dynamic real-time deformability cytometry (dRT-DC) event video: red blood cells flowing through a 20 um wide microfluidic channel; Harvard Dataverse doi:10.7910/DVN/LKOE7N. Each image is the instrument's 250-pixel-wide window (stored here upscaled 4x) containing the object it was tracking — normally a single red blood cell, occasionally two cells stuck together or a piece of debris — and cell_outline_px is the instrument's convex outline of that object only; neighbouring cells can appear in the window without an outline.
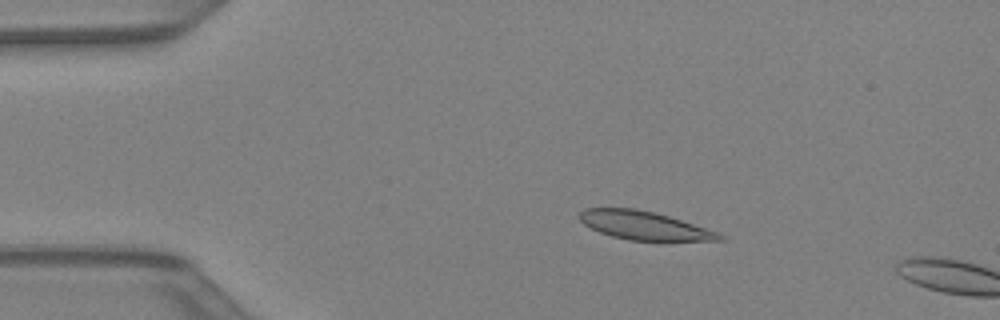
{"species": "Egyptian fruit bat (a non-hibernating species)", "species_latin": "Rousettus aegyptiacus", "temperature_condition": "warm", "stored_images_in_passage": 11, "camera_frame_rate_fps": 3000, "um_per_image_px": 0.085, "animal": {"sex": "female"}, "frame": {"image": 1, "passage_image": 7, "time_ms": 2.0, "image_size_px": [1000, 320], "cell_outline_px": [[728, 240], [628, 240], [612, 236], [600, 232], [584, 224], [576, 216], [584, 208], [636, 208], [668, 216], [716, 232], [724, 236]], "centroid_in_image_um": [54.68, 19.16], "position_along_channel_um": 30.3, "area_um2": 22.77}}